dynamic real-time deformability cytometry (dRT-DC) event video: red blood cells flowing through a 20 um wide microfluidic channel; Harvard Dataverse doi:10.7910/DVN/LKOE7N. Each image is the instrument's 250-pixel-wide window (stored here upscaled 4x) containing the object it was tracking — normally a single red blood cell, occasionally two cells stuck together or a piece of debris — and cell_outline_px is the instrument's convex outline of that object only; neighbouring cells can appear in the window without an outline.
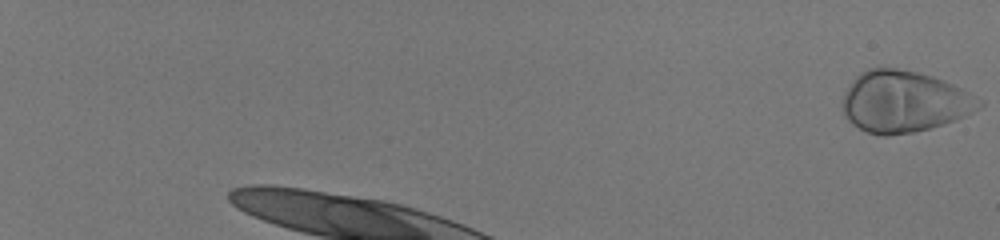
{"species": "human", "species_latin": "Homo sapiens", "temperature_condition": "room temperature", "stored_images_in_passage": 8, "camera_frame_rate_fps": 3000, "um_per_image_px": 0.085, "donor": {"sex": "male"}, "frame": {"image": 1, "passage_image": 1, "time_ms": 0.0, "image_size_px": [1000, 240], "cell_outline_px": [[984, 104], [972, 112], [956, 120], [944, 124], [912, 132], [888, 136], [880, 136], [868, 132], [852, 124], [848, 120], [844, 112], [844, 92], [856, 76], [860, 72], [868, 68], [896, 68], [916, 72], [932, 76], [944, 80], [984, 100]], "centroid_in_image_um": [76.85, 8.64], "position_along_channel_um": 8.1, "area_um2": 48.67}}